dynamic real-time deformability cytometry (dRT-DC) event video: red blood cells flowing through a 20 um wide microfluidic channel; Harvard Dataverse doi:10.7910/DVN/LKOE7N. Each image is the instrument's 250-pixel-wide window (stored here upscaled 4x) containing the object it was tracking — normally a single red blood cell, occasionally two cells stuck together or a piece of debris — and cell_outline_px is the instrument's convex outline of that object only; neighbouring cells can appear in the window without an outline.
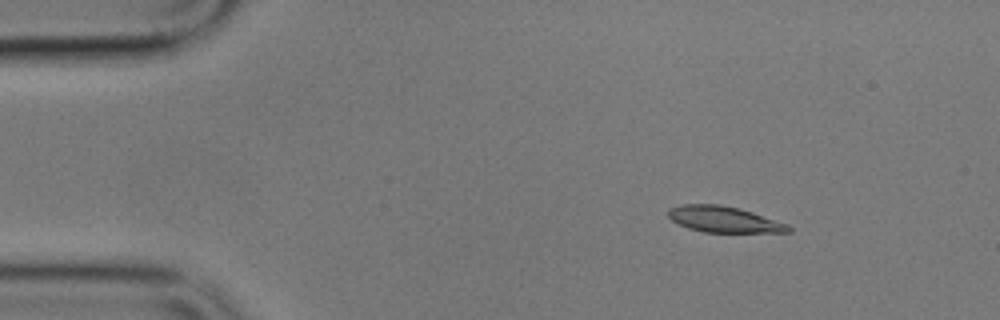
{"species": "common noctule bat (a hibernating species)", "species_latin": "Nyctalus noctula", "temperature_condition": "cold", "stored_images_in_passage": 8, "camera_frame_rate_fps": 3000, "um_per_image_px": 0.085, "animal": {"sex": "male", "body_mass_g": 17.9}, "frame": {"image": 1, "passage_image": 2, "time_ms": 1.333, "image_size_px": [1000, 320], "cell_outline_px": [[792, 232], [704, 232], [688, 228], [672, 220], [668, 216], [668, 208], [680, 204], [720, 204], [740, 208], [788, 224], [792, 228]], "centroid_in_image_um": [61.53, 18.64], "position_along_channel_um": 23.5, "area_um2": 18.26}}
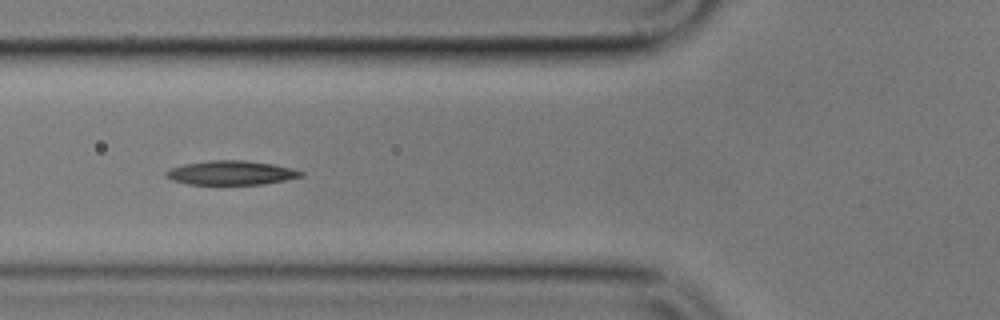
{"frame": {"image": 2, "passage_image": 6, "time_ms": 5.667, "image_size_px": [1000, 320], "cell_outline_px": [[304, 176], [264, 184], [188, 184], [172, 180], [164, 176], [164, 172], [172, 168], [184, 164], [208, 160], [244, 160], [272, 164], [292, 168], [304, 172]], "centroid_in_image_um": [19.63, 14.68], "position_along_channel_um": 106.2, "area_um2": 18.96}}
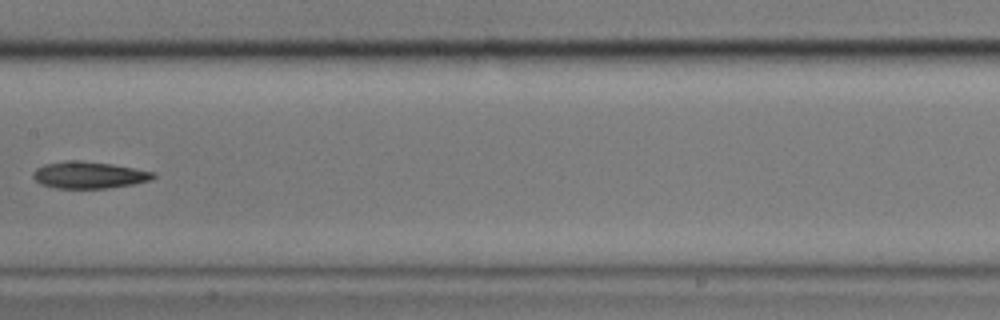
{"frame": {"image": 3, "passage_image": 8, "time_ms": 8.333, "image_size_px": [1000, 320], "cell_outline_px": [[156, 176], [148, 180], [132, 184], [108, 188], [56, 188], [40, 184], [32, 176], [32, 172], [36, 168], [44, 164], [64, 160], [80, 160], [112, 164], [136, 168], [156, 172]], "centroid_in_image_um": [7.53, 14.86], "position_along_channel_um": 199.9, "area_um2": 18.9}}